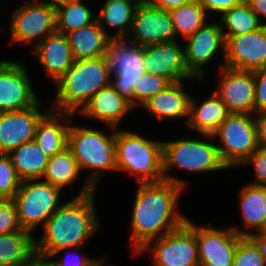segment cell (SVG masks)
I'll list each match as a JSON object with an SVG mask.
<instances>
[{"instance_id":"obj_38","label":"cell","mask_w":266,"mask_h":266,"mask_svg":"<svg viewBox=\"0 0 266 266\" xmlns=\"http://www.w3.org/2000/svg\"><path fill=\"white\" fill-rule=\"evenodd\" d=\"M242 164H249L255 169V181L251 184L266 186V149L258 147Z\"/></svg>"},{"instance_id":"obj_28","label":"cell","mask_w":266,"mask_h":266,"mask_svg":"<svg viewBox=\"0 0 266 266\" xmlns=\"http://www.w3.org/2000/svg\"><path fill=\"white\" fill-rule=\"evenodd\" d=\"M239 196L241 217L246 228L256 229L254 233H258L266 220V186L247 184Z\"/></svg>"},{"instance_id":"obj_34","label":"cell","mask_w":266,"mask_h":266,"mask_svg":"<svg viewBox=\"0 0 266 266\" xmlns=\"http://www.w3.org/2000/svg\"><path fill=\"white\" fill-rule=\"evenodd\" d=\"M171 82L161 76L151 75L144 72L137 80L134 86V107L142 105L150 97L165 90Z\"/></svg>"},{"instance_id":"obj_46","label":"cell","mask_w":266,"mask_h":266,"mask_svg":"<svg viewBox=\"0 0 266 266\" xmlns=\"http://www.w3.org/2000/svg\"><path fill=\"white\" fill-rule=\"evenodd\" d=\"M49 257L34 253L24 264V266H56Z\"/></svg>"},{"instance_id":"obj_16","label":"cell","mask_w":266,"mask_h":266,"mask_svg":"<svg viewBox=\"0 0 266 266\" xmlns=\"http://www.w3.org/2000/svg\"><path fill=\"white\" fill-rule=\"evenodd\" d=\"M221 80L216 94L231 114L255 115L254 71H242L218 65Z\"/></svg>"},{"instance_id":"obj_25","label":"cell","mask_w":266,"mask_h":266,"mask_svg":"<svg viewBox=\"0 0 266 266\" xmlns=\"http://www.w3.org/2000/svg\"><path fill=\"white\" fill-rule=\"evenodd\" d=\"M197 104L191 97L189 118H186L185 124L200 134L212 135L231 114L215 92L200 105Z\"/></svg>"},{"instance_id":"obj_9","label":"cell","mask_w":266,"mask_h":266,"mask_svg":"<svg viewBox=\"0 0 266 266\" xmlns=\"http://www.w3.org/2000/svg\"><path fill=\"white\" fill-rule=\"evenodd\" d=\"M128 38H111L105 58L114 80L111 85L118 94L134 107V86L136 80L146 72L143 61V47L127 42ZM127 42V43H126Z\"/></svg>"},{"instance_id":"obj_2","label":"cell","mask_w":266,"mask_h":266,"mask_svg":"<svg viewBox=\"0 0 266 266\" xmlns=\"http://www.w3.org/2000/svg\"><path fill=\"white\" fill-rule=\"evenodd\" d=\"M94 197V192L85 196L77 195L61 205L42 226V238L34 239V252L55 258L60 252L85 246L99 229Z\"/></svg>"},{"instance_id":"obj_13","label":"cell","mask_w":266,"mask_h":266,"mask_svg":"<svg viewBox=\"0 0 266 266\" xmlns=\"http://www.w3.org/2000/svg\"><path fill=\"white\" fill-rule=\"evenodd\" d=\"M225 38V67L257 71L266 68V26L256 31Z\"/></svg>"},{"instance_id":"obj_10","label":"cell","mask_w":266,"mask_h":266,"mask_svg":"<svg viewBox=\"0 0 266 266\" xmlns=\"http://www.w3.org/2000/svg\"><path fill=\"white\" fill-rule=\"evenodd\" d=\"M149 241L137 254L148 249L154 258V266H200L195 237V224L187 218L179 228L160 238Z\"/></svg>"},{"instance_id":"obj_17","label":"cell","mask_w":266,"mask_h":266,"mask_svg":"<svg viewBox=\"0 0 266 266\" xmlns=\"http://www.w3.org/2000/svg\"><path fill=\"white\" fill-rule=\"evenodd\" d=\"M223 26L220 23H206L192 36L188 37L184 48V59L188 70L199 80L204 79V66L215 58L221 49L225 57V38Z\"/></svg>"},{"instance_id":"obj_39","label":"cell","mask_w":266,"mask_h":266,"mask_svg":"<svg viewBox=\"0 0 266 266\" xmlns=\"http://www.w3.org/2000/svg\"><path fill=\"white\" fill-rule=\"evenodd\" d=\"M255 115L266 114V68L254 71Z\"/></svg>"},{"instance_id":"obj_30","label":"cell","mask_w":266,"mask_h":266,"mask_svg":"<svg viewBox=\"0 0 266 266\" xmlns=\"http://www.w3.org/2000/svg\"><path fill=\"white\" fill-rule=\"evenodd\" d=\"M136 5L125 0L118 1H105L102 6L100 15L96 17L99 25L105 29L103 25L109 26V28L117 29L115 34H112V38H126L124 32L125 28L131 31L133 15L136 9ZM104 20V24H102Z\"/></svg>"},{"instance_id":"obj_42","label":"cell","mask_w":266,"mask_h":266,"mask_svg":"<svg viewBox=\"0 0 266 266\" xmlns=\"http://www.w3.org/2000/svg\"><path fill=\"white\" fill-rule=\"evenodd\" d=\"M235 230L239 235L242 237H249L257 246V248L260 251V254L264 257V260L266 262V237H263L262 235H259L258 233H252L250 231H241L240 229L232 228Z\"/></svg>"},{"instance_id":"obj_49","label":"cell","mask_w":266,"mask_h":266,"mask_svg":"<svg viewBox=\"0 0 266 266\" xmlns=\"http://www.w3.org/2000/svg\"><path fill=\"white\" fill-rule=\"evenodd\" d=\"M105 258H102L101 260L97 259L92 265L90 266H106L104 263V260Z\"/></svg>"},{"instance_id":"obj_22","label":"cell","mask_w":266,"mask_h":266,"mask_svg":"<svg viewBox=\"0 0 266 266\" xmlns=\"http://www.w3.org/2000/svg\"><path fill=\"white\" fill-rule=\"evenodd\" d=\"M73 116L71 113L51 110L38 123L34 140L49 158L67 148L68 130Z\"/></svg>"},{"instance_id":"obj_14","label":"cell","mask_w":266,"mask_h":266,"mask_svg":"<svg viewBox=\"0 0 266 266\" xmlns=\"http://www.w3.org/2000/svg\"><path fill=\"white\" fill-rule=\"evenodd\" d=\"M195 237L200 266H232L236 248L242 238L235 230L197 226Z\"/></svg>"},{"instance_id":"obj_15","label":"cell","mask_w":266,"mask_h":266,"mask_svg":"<svg viewBox=\"0 0 266 266\" xmlns=\"http://www.w3.org/2000/svg\"><path fill=\"white\" fill-rule=\"evenodd\" d=\"M129 33L132 35L129 41L142 47L177 40L170 12L148 2L136 7Z\"/></svg>"},{"instance_id":"obj_8","label":"cell","mask_w":266,"mask_h":266,"mask_svg":"<svg viewBox=\"0 0 266 266\" xmlns=\"http://www.w3.org/2000/svg\"><path fill=\"white\" fill-rule=\"evenodd\" d=\"M60 194L61 189L40 179L23 180L13 198L21 228L31 233L39 224L44 226L61 206Z\"/></svg>"},{"instance_id":"obj_27","label":"cell","mask_w":266,"mask_h":266,"mask_svg":"<svg viewBox=\"0 0 266 266\" xmlns=\"http://www.w3.org/2000/svg\"><path fill=\"white\" fill-rule=\"evenodd\" d=\"M34 239L25 229L0 235V266H24L35 253Z\"/></svg>"},{"instance_id":"obj_47","label":"cell","mask_w":266,"mask_h":266,"mask_svg":"<svg viewBox=\"0 0 266 266\" xmlns=\"http://www.w3.org/2000/svg\"><path fill=\"white\" fill-rule=\"evenodd\" d=\"M71 1H73V0H50L49 2H44V1H41V2L46 3V4L56 8L60 5L69 3Z\"/></svg>"},{"instance_id":"obj_45","label":"cell","mask_w":266,"mask_h":266,"mask_svg":"<svg viewBox=\"0 0 266 266\" xmlns=\"http://www.w3.org/2000/svg\"><path fill=\"white\" fill-rule=\"evenodd\" d=\"M245 1L249 4L251 10L258 16L260 23L266 26V23L263 24L261 20V16L266 17V0H245Z\"/></svg>"},{"instance_id":"obj_32","label":"cell","mask_w":266,"mask_h":266,"mask_svg":"<svg viewBox=\"0 0 266 266\" xmlns=\"http://www.w3.org/2000/svg\"><path fill=\"white\" fill-rule=\"evenodd\" d=\"M219 22L225 25V28L228 30L227 32H223L224 37L250 33L263 26L258 16L251 10L249 4L245 0L239 5L224 12Z\"/></svg>"},{"instance_id":"obj_43","label":"cell","mask_w":266,"mask_h":266,"mask_svg":"<svg viewBox=\"0 0 266 266\" xmlns=\"http://www.w3.org/2000/svg\"><path fill=\"white\" fill-rule=\"evenodd\" d=\"M258 147L266 149V114L255 115Z\"/></svg>"},{"instance_id":"obj_48","label":"cell","mask_w":266,"mask_h":266,"mask_svg":"<svg viewBox=\"0 0 266 266\" xmlns=\"http://www.w3.org/2000/svg\"><path fill=\"white\" fill-rule=\"evenodd\" d=\"M106 1L113 2V1H118V0H106ZM125 1H129L135 4L136 6H140V5L147 3V0H125Z\"/></svg>"},{"instance_id":"obj_21","label":"cell","mask_w":266,"mask_h":266,"mask_svg":"<svg viewBox=\"0 0 266 266\" xmlns=\"http://www.w3.org/2000/svg\"><path fill=\"white\" fill-rule=\"evenodd\" d=\"M32 52L54 83L67 72L74 61L66 35L57 32L35 45Z\"/></svg>"},{"instance_id":"obj_50","label":"cell","mask_w":266,"mask_h":266,"mask_svg":"<svg viewBox=\"0 0 266 266\" xmlns=\"http://www.w3.org/2000/svg\"><path fill=\"white\" fill-rule=\"evenodd\" d=\"M259 235H262L263 237H266V220L265 223L263 224L262 228L258 232Z\"/></svg>"},{"instance_id":"obj_29","label":"cell","mask_w":266,"mask_h":266,"mask_svg":"<svg viewBox=\"0 0 266 266\" xmlns=\"http://www.w3.org/2000/svg\"><path fill=\"white\" fill-rule=\"evenodd\" d=\"M80 170L76 159L71 151L65 148L62 152L49 158L46 170L42 178L45 182L52 184L62 190L79 176Z\"/></svg>"},{"instance_id":"obj_44","label":"cell","mask_w":266,"mask_h":266,"mask_svg":"<svg viewBox=\"0 0 266 266\" xmlns=\"http://www.w3.org/2000/svg\"><path fill=\"white\" fill-rule=\"evenodd\" d=\"M193 0H147V2L158 9H163L170 11L174 8H177L179 6H182L186 3H189Z\"/></svg>"},{"instance_id":"obj_23","label":"cell","mask_w":266,"mask_h":266,"mask_svg":"<svg viewBox=\"0 0 266 266\" xmlns=\"http://www.w3.org/2000/svg\"><path fill=\"white\" fill-rule=\"evenodd\" d=\"M74 60L105 56L112 35L99 25L97 19L84 27L65 34Z\"/></svg>"},{"instance_id":"obj_12","label":"cell","mask_w":266,"mask_h":266,"mask_svg":"<svg viewBox=\"0 0 266 266\" xmlns=\"http://www.w3.org/2000/svg\"><path fill=\"white\" fill-rule=\"evenodd\" d=\"M37 99L24 63L0 61V112L20 111Z\"/></svg>"},{"instance_id":"obj_19","label":"cell","mask_w":266,"mask_h":266,"mask_svg":"<svg viewBox=\"0 0 266 266\" xmlns=\"http://www.w3.org/2000/svg\"><path fill=\"white\" fill-rule=\"evenodd\" d=\"M40 103L20 111L0 112V153L8 154L34 140L37 125L47 114L40 111Z\"/></svg>"},{"instance_id":"obj_24","label":"cell","mask_w":266,"mask_h":266,"mask_svg":"<svg viewBox=\"0 0 266 266\" xmlns=\"http://www.w3.org/2000/svg\"><path fill=\"white\" fill-rule=\"evenodd\" d=\"M182 83H171L165 90L150 97L142 106L160 120L189 118L191 97L182 89Z\"/></svg>"},{"instance_id":"obj_11","label":"cell","mask_w":266,"mask_h":266,"mask_svg":"<svg viewBox=\"0 0 266 266\" xmlns=\"http://www.w3.org/2000/svg\"><path fill=\"white\" fill-rule=\"evenodd\" d=\"M10 27L11 44L32 41L35 46L56 32V9L43 2L28 1L12 13Z\"/></svg>"},{"instance_id":"obj_26","label":"cell","mask_w":266,"mask_h":266,"mask_svg":"<svg viewBox=\"0 0 266 266\" xmlns=\"http://www.w3.org/2000/svg\"><path fill=\"white\" fill-rule=\"evenodd\" d=\"M8 156L22 181L42 179L49 160L35 140L11 150Z\"/></svg>"},{"instance_id":"obj_6","label":"cell","mask_w":266,"mask_h":266,"mask_svg":"<svg viewBox=\"0 0 266 266\" xmlns=\"http://www.w3.org/2000/svg\"><path fill=\"white\" fill-rule=\"evenodd\" d=\"M163 176L164 180L185 188L183 180L167 175L176 167L193 173H206L228 169L222 162L218 145L204 140L184 137L177 141H163Z\"/></svg>"},{"instance_id":"obj_18","label":"cell","mask_w":266,"mask_h":266,"mask_svg":"<svg viewBox=\"0 0 266 266\" xmlns=\"http://www.w3.org/2000/svg\"><path fill=\"white\" fill-rule=\"evenodd\" d=\"M180 46L177 40L144 46L143 61L146 72L164 77L171 83L196 78L188 70L184 59V49Z\"/></svg>"},{"instance_id":"obj_4","label":"cell","mask_w":266,"mask_h":266,"mask_svg":"<svg viewBox=\"0 0 266 266\" xmlns=\"http://www.w3.org/2000/svg\"><path fill=\"white\" fill-rule=\"evenodd\" d=\"M70 125L67 148L76 159L80 172L84 168L90 169L88 181L78 194L85 196L95 192L103 172L116 171L115 131L106 135L100 130Z\"/></svg>"},{"instance_id":"obj_1","label":"cell","mask_w":266,"mask_h":266,"mask_svg":"<svg viewBox=\"0 0 266 266\" xmlns=\"http://www.w3.org/2000/svg\"><path fill=\"white\" fill-rule=\"evenodd\" d=\"M139 184L131 220L134 255L149 241L179 228L187 220L175 209L182 186L166 180Z\"/></svg>"},{"instance_id":"obj_20","label":"cell","mask_w":266,"mask_h":266,"mask_svg":"<svg viewBox=\"0 0 266 266\" xmlns=\"http://www.w3.org/2000/svg\"><path fill=\"white\" fill-rule=\"evenodd\" d=\"M131 109H133L131 103L120 96L110 84L93 95L80 113L99 120L115 130Z\"/></svg>"},{"instance_id":"obj_31","label":"cell","mask_w":266,"mask_h":266,"mask_svg":"<svg viewBox=\"0 0 266 266\" xmlns=\"http://www.w3.org/2000/svg\"><path fill=\"white\" fill-rule=\"evenodd\" d=\"M176 37L184 39L192 36L200 27L206 24L207 13L203 6L193 0L169 11Z\"/></svg>"},{"instance_id":"obj_33","label":"cell","mask_w":266,"mask_h":266,"mask_svg":"<svg viewBox=\"0 0 266 266\" xmlns=\"http://www.w3.org/2000/svg\"><path fill=\"white\" fill-rule=\"evenodd\" d=\"M56 9V32L67 34L70 31L87 26L96 20L90 8L81 0H73Z\"/></svg>"},{"instance_id":"obj_3","label":"cell","mask_w":266,"mask_h":266,"mask_svg":"<svg viewBox=\"0 0 266 266\" xmlns=\"http://www.w3.org/2000/svg\"><path fill=\"white\" fill-rule=\"evenodd\" d=\"M112 74L105 56L74 60L56 82L57 96L50 110L80 112L99 90L111 84Z\"/></svg>"},{"instance_id":"obj_35","label":"cell","mask_w":266,"mask_h":266,"mask_svg":"<svg viewBox=\"0 0 266 266\" xmlns=\"http://www.w3.org/2000/svg\"><path fill=\"white\" fill-rule=\"evenodd\" d=\"M21 182L11 158L0 153V199H13Z\"/></svg>"},{"instance_id":"obj_41","label":"cell","mask_w":266,"mask_h":266,"mask_svg":"<svg viewBox=\"0 0 266 266\" xmlns=\"http://www.w3.org/2000/svg\"><path fill=\"white\" fill-rule=\"evenodd\" d=\"M74 256L71 257L72 259H68V258H61L58 260H53L54 264L56 266H90L92 265L97 259L94 258H90L87 257L85 255L81 256L80 254L75 256V254H73ZM67 256V255H66ZM69 257V256H67Z\"/></svg>"},{"instance_id":"obj_36","label":"cell","mask_w":266,"mask_h":266,"mask_svg":"<svg viewBox=\"0 0 266 266\" xmlns=\"http://www.w3.org/2000/svg\"><path fill=\"white\" fill-rule=\"evenodd\" d=\"M232 266H266L264 257L249 237H242L236 248Z\"/></svg>"},{"instance_id":"obj_7","label":"cell","mask_w":266,"mask_h":266,"mask_svg":"<svg viewBox=\"0 0 266 266\" xmlns=\"http://www.w3.org/2000/svg\"><path fill=\"white\" fill-rule=\"evenodd\" d=\"M255 115L230 114L212 134L204 138H219L218 152L222 162L229 168L242 164L258 148ZM214 138V139H213Z\"/></svg>"},{"instance_id":"obj_40","label":"cell","mask_w":266,"mask_h":266,"mask_svg":"<svg viewBox=\"0 0 266 266\" xmlns=\"http://www.w3.org/2000/svg\"><path fill=\"white\" fill-rule=\"evenodd\" d=\"M206 12L213 11L221 15L234 6L239 5L243 0H197Z\"/></svg>"},{"instance_id":"obj_5","label":"cell","mask_w":266,"mask_h":266,"mask_svg":"<svg viewBox=\"0 0 266 266\" xmlns=\"http://www.w3.org/2000/svg\"><path fill=\"white\" fill-rule=\"evenodd\" d=\"M162 142L127 130L115 131L116 170L137 176L139 183L163 181Z\"/></svg>"},{"instance_id":"obj_37","label":"cell","mask_w":266,"mask_h":266,"mask_svg":"<svg viewBox=\"0 0 266 266\" xmlns=\"http://www.w3.org/2000/svg\"><path fill=\"white\" fill-rule=\"evenodd\" d=\"M22 229L13 199H0V235Z\"/></svg>"}]
</instances>
